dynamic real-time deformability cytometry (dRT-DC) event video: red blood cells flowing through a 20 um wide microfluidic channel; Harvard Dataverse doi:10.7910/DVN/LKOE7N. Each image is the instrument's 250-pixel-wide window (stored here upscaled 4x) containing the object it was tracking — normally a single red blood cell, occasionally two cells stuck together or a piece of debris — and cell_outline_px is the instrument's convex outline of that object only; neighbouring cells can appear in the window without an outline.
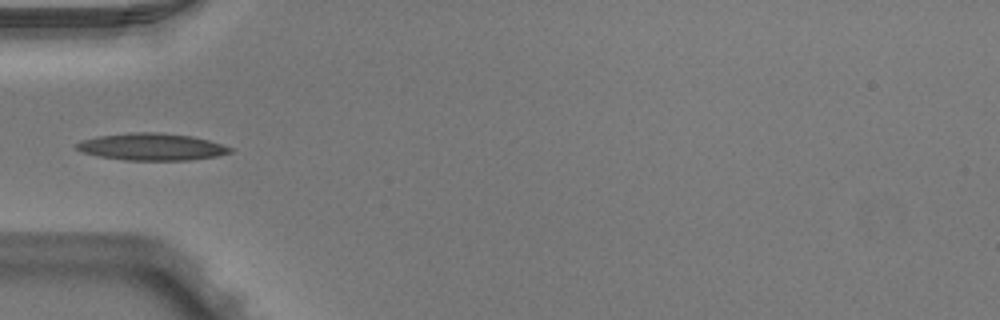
{"species": "Egyptian fruit bat (a non-hibernating species)", "species_latin": "Rousettus aegyptiacus", "temperature_condition": "warm", "stored_images_in_passage": 35, "camera_frame_rate_fps": 3000, "um_per_image_px": 0.085, "animal": {"sex": "male"}, "frame": {"image": 1, "passage_image": 1, "time_ms": 0.0, "image_size_px": [1000, 320], "cell_outline_px": [[232, 152], [216, 156], [188, 160], [124, 160], [96, 156], [80, 152], [76, 148], [76, 144], [80, 140], [100, 136], [132, 132], [156, 132], [192, 136], [208, 140], [232, 148]], "centroid_in_image_um": [12.84, 12.48], "position_along_channel_um": 72.2, "area_um2": 24.16}}
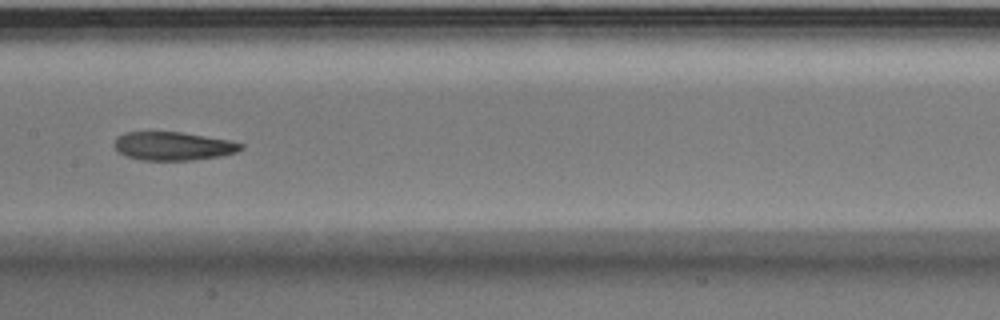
{"frame": {"image": 2, "passage_image": 10, "time_ms": 3.0, "image_size_px": [1000, 320], "cell_outline_px": [[244, 148], [236, 152], [220, 156], [192, 160], [140, 160], [128, 156], [120, 152], [112, 144], [116, 136], [124, 132], [180, 132], [228, 140], [244, 144]], "centroid_in_image_um": [14.69, 12.41], "position_along_channel_um": 192.7, "area_um2": 20.92}}
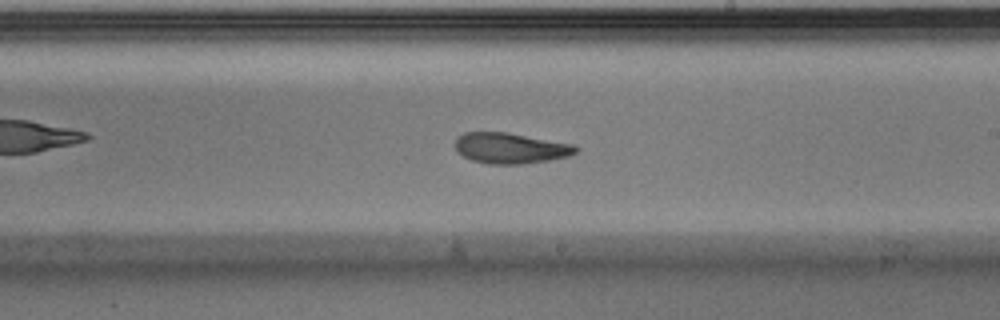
{"frame": {"image": 3, "passage_image": 14, "time_ms": 4.333, "image_size_px": [1000, 320], "cell_outline_px": [[580, 148], [576, 152], [568, 156], [548, 160], [520, 164], [488, 164], [472, 160], [464, 156], [456, 148], [456, 136], [464, 132], [508, 132], [572, 144]], "centroid_in_image_um": [43.38, 12.58], "position_along_channel_um": 245.6, "area_um2": 21.44}, "authors_computed_cell_mechanics": {"area_um2": 22.4842, "velocity_mm_per_s": 3.9829, "shape_relaxation_time_tau1_ms": null, "shape_relaxation_time_tau2_ms": 5.1393, "deformation_change_tau1": null, "deformation_change_tau2": 0.1222}}